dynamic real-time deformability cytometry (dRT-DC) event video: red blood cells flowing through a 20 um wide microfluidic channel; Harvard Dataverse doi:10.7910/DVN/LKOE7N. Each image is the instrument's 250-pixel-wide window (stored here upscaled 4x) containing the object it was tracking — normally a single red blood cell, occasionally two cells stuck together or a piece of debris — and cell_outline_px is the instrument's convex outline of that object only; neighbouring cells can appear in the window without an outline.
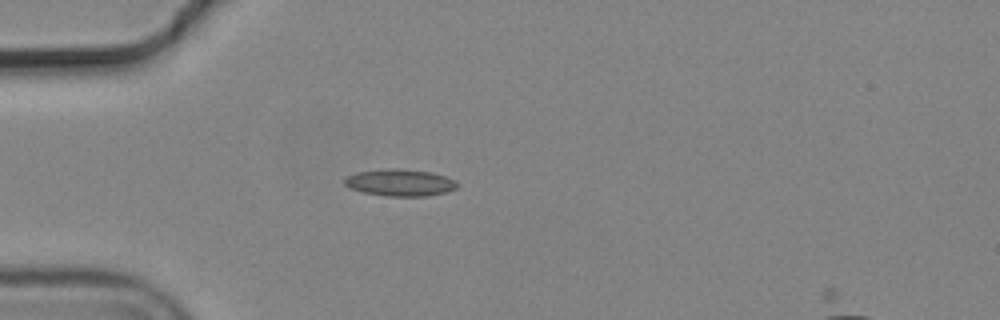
{"species": "common noctule bat (a hibernating species)", "species_latin": "Nyctalus noctula", "temperature_condition": "cold", "stored_images_in_passage": 41, "camera_frame_rate_fps": 3000, "um_per_image_px": 0.085, "animal": {"sex": "male", "body_mass_g": 19.2, "forearm_length_mm": 51.8}, "frame": {"image": 1, "passage_image": 1, "time_ms": 0.0, "image_size_px": [1000, 320], "cell_outline_px": [[460, 184], [456, 188], [448, 192], [428, 196], [384, 196], [364, 192], [348, 188], [344, 184], [344, 180], [348, 176], [360, 172], [388, 168], [396, 168], [432, 172], [456, 180]], "centroid_in_image_um": [34.05, 15.53], "position_along_channel_um": 51.0, "area_um2": 17.74}}
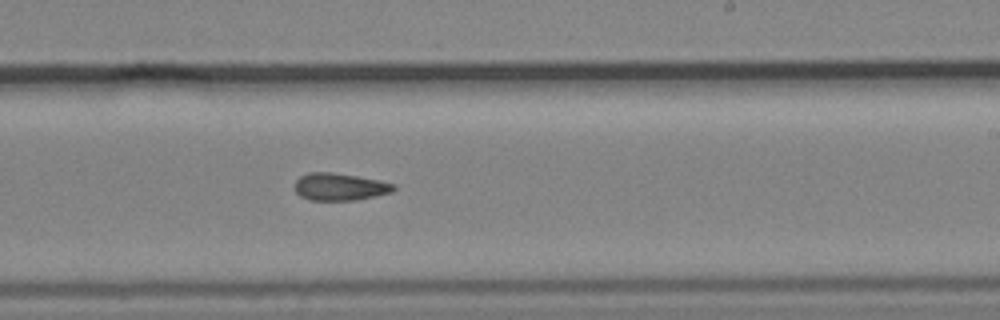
{"frame": {"image": 2, "passage_image": 19, "time_ms": 6.0, "image_size_px": [1000, 320], "cell_outline_px": [[396, 188], [392, 192], [352, 200], [308, 200], [300, 196], [296, 192], [296, 180], [300, 176], [308, 172], [332, 172], [380, 180], [396, 184]], "centroid_in_image_um": [28.87, 15.87], "position_along_channel_um": 260.1, "area_um2": 15.66}}
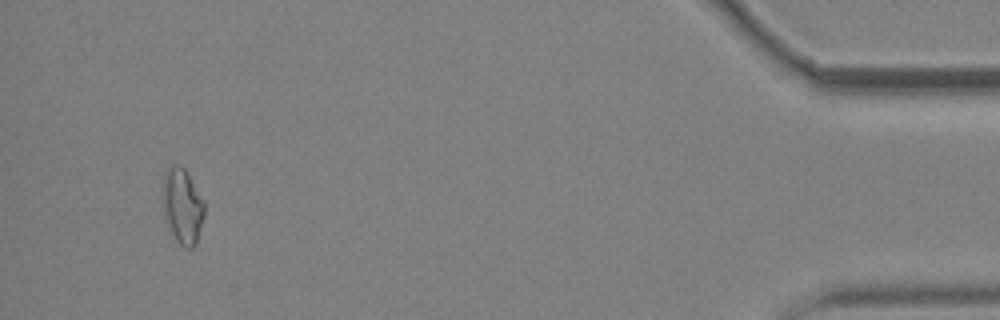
{"frame": {"image": 3, "passage_image": 38, "time_ms": 12.333, "image_size_px": [1000, 320], "cell_outline_px": [[204, 216], [196, 244], [192, 248], [184, 248], [176, 240], [172, 232], [164, 208], [160, 192], [164, 176], [168, 168], [172, 164], [180, 164], [184, 168], [204, 204]], "centroid_in_image_um": [15.49, 17.5], "position_along_channel_um": 419.7, "area_um2": 17.92}, "authors_computed_cell_mechanics": {"area_um2": 16.0106, "velocity_mm_per_s": 3.6881, "shape_relaxation_time_tau1_ms": null, "shape_relaxation_time_tau2_ms": 9.2325, "deformation_change_tau1": null, "deformation_change_tau2": 0.1692}}